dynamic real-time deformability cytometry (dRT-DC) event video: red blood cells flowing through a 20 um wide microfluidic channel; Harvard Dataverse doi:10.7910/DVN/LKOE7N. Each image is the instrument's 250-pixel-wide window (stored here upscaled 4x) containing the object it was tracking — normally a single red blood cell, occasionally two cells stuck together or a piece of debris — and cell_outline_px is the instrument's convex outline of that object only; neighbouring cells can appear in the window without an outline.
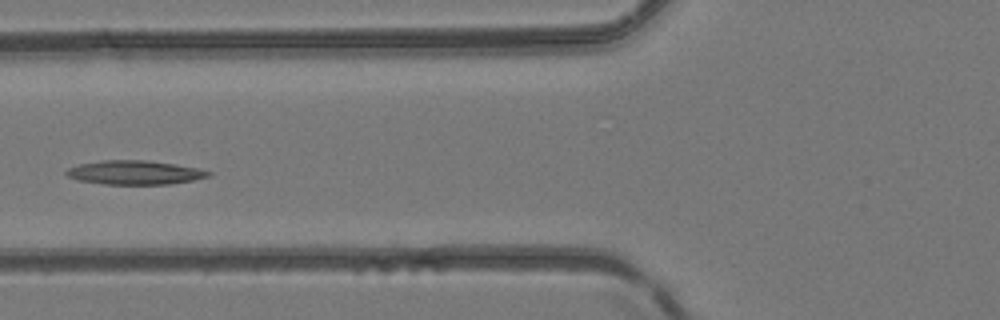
{"species": "common noctule bat (a hibernating species)", "species_latin": "Nyctalus noctula", "temperature_condition": "room temperature", "stored_images_in_passage": 6, "camera_frame_rate_fps": 3000, "um_per_image_px": 0.085, "animal": {"sex": "female", "body_mass_g": 24.6, "forearm_length_mm": 56.2}, "frame": {"image": 1, "passage_image": 5, "time_ms": 4.667, "image_size_px": [1000, 320], "cell_outline_px": [[212, 176], [192, 180], [168, 184], [104, 184], [76, 180], [68, 176], [64, 172], [68, 168], [80, 164], [100, 160], [148, 160], [176, 164], [196, 168], [212, 172]], "centroid_in_image_um": [11.44, 14.66], "position_along_channel_um": 114.4, "area_um2": 19.88}}
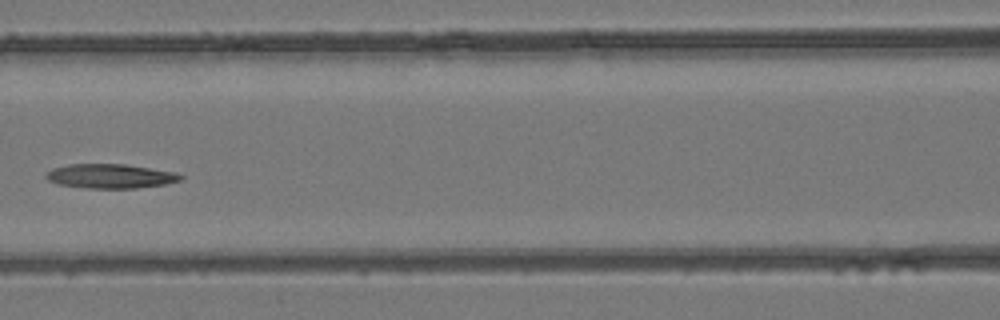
{"frame": {"image": 2, "passage_image": 6, "time_ms": 5.667, "image_size_px": [1000, 320], "cell_outline_px": [[184, 176], [180, 180], [164, 184], [136, 188], [88, 188], [60, 184], [48, 180], [44, 176], [44, 172], [52, 168], [72, 164], [124, 164], [176, 172]], "centroid_in_image_um": [9.36, 14.96], "position_along_channel_um": 157.2, "area_um2": 18.96}}